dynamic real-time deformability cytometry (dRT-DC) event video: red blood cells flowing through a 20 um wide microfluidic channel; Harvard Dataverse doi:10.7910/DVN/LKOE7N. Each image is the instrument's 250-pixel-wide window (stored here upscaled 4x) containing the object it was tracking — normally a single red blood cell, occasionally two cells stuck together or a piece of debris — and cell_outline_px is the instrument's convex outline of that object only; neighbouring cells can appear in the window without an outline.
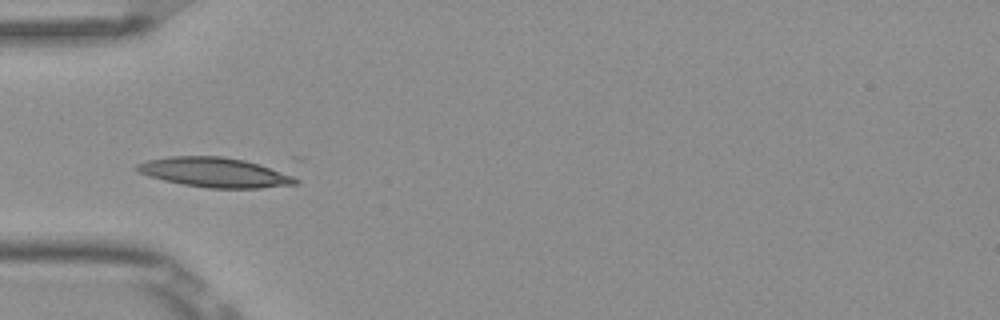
{"species": "Egyptian fruit bat (a non-hibernating species)", "species_latin": "Rousettus aegyptiacus", "temperature_condition": "room temperature", "stored_images_in_passage": 8, "camera_frame_rate_fps": 3000, "um_per_image_px": 0.085, "frame": {"image": 1, "passage_image": 6, "time_ms": 1.667, "image_size_px": [1000, 320], "cell_outline_px": [[300, 184], [260, 188], [208, 188], [184, 184], [164, 180], [148, 176], [140, 172], [136, 168], [136, 164], [148, 160], [172, 156], [224, 156], [244, 160], [260, 164], [292, 176], [300, 180]], "centroid_in_image_um": [18.28, 14.65], "position_along_channel_um": 66.7, "area_um2": 27.28}}
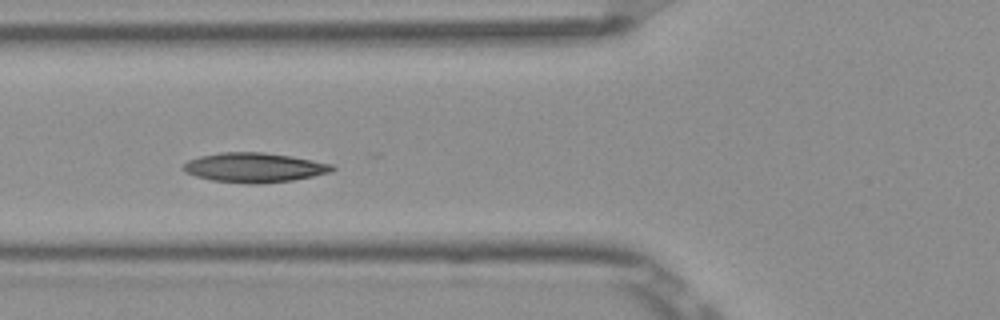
{"frame": {"image": 2, "passage_image": 7, "time_ms": 2.0, "image_size_px": [1000, 320], "cell_outline_px": [[336, 168], [328, 172], [312, 176], [292, 180], [260, 184], [248, 184], [212, 180], [196, 176], [184, 172], [180, 168], [188, 160], [200, 156], [220, 152], [264, 152], [292, 156], [332, 164]], "centroid_in_image_um": [21.57, 14.24], "position_along_channel_um": 104.2, "area_um2": 25.66}}
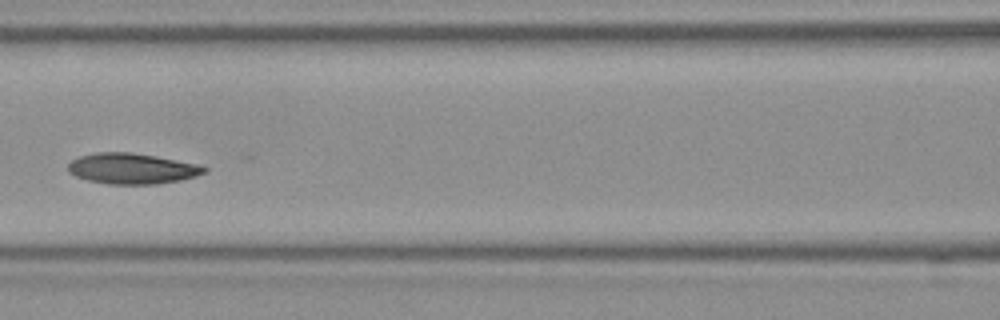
{"frame": {"image": 3, "passage_image": 8, "time_ms": 2.333, "image_size_px": [1000, 320], "cell_outline_px": [[208, 172], [196, 176], [180, 180], [156, 184], [108, 184], [88, 180], [76, 176], [68, 172], [68, 164], [72, 160], [80, 156], [96, 152], [132, 152], [156, 156], [196, 164], [208, 168]], "centroid_in_image_um": [11.22, 14.33], "position_along_channel_um": 155.4, "area_um2": 24.33}}